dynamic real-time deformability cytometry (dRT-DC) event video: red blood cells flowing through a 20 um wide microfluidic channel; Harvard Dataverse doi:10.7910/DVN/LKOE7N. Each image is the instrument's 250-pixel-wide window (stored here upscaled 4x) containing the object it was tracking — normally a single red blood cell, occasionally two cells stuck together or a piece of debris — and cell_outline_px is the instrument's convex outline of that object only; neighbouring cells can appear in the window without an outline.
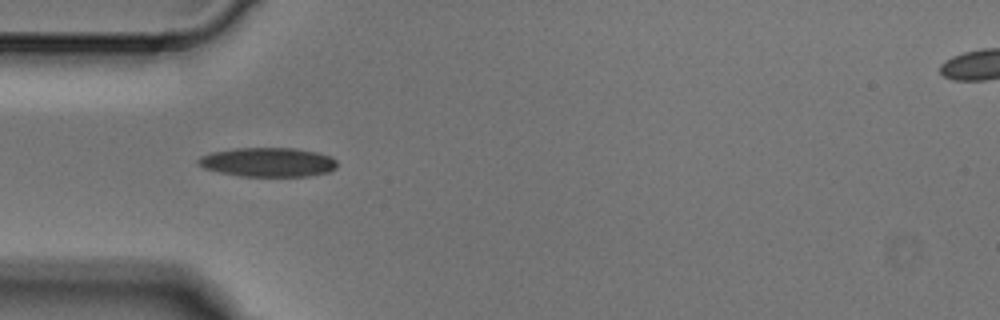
{"species": "Egyptian fruit bat (a non-hibernating species)", "species_latin": "Rousettus aegyptiacus", "temperature_condition": "cold", "stored_images_in_passage": 4, "camera_frame_rate_fps": 3000, "um_per_image_px": 0.085, "animal": {"sex": "male"}, "frame": {"image": 1, "passage_image": 1, "time_ms": 0.0, "image_size_px": [1000, 320], "cell_outline_px": [[336, 168], [328, 172], [308, 176], [240, 176], [220, 172], [204, 168], [196, 164], [196, 160], [200, 156], [212, 152], [236, 148], [296, 148], [316, 152], [332, 156], [336, 160]], "centroid_in_image_um": [22.76, 13.78], "position_along_channel_um": 62.2, "area_um2": 23.7}}
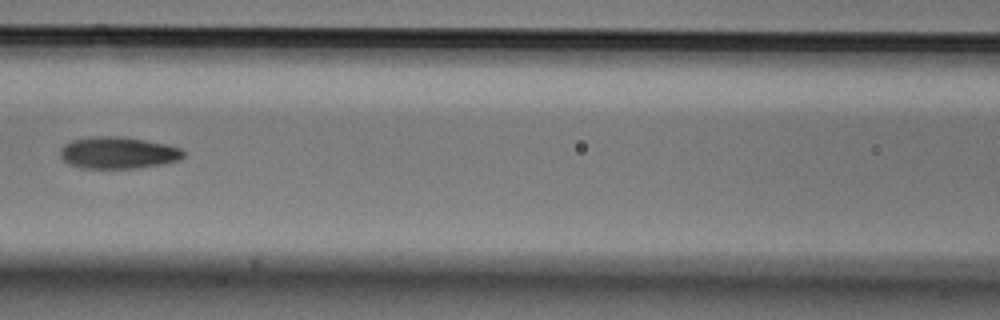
{"frame": {"image": 2, "passage_image": 3, "time_ms": 0.667, "image_size_px": [1000, 320], "cell_outline_px": [[184, 156], [180, 160], [164, 164], [136, 168], [80, 168], [68, 164], [60, 156], [60, 148], [64, 144], [72, 140], [96, 136], [116, 136], [144, 140], [164, 144], [180, 148], [184, 152]], "centroid_in_image_um": [10.01, 12.99], "position_along_channel_um": 156.6, "area_um2": 22.83}}
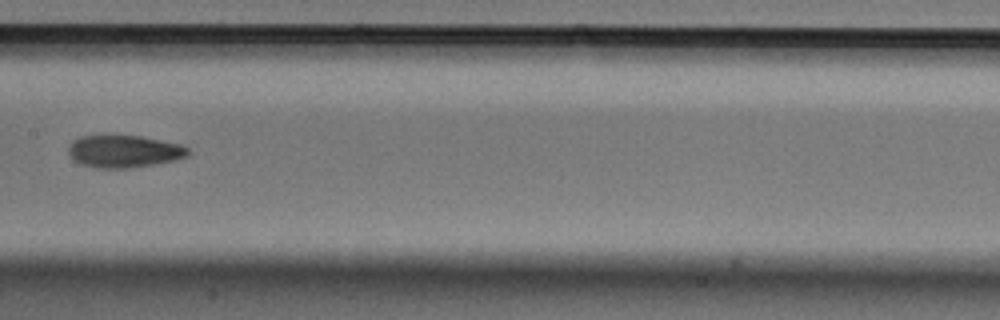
{"frame": {"image": 3, "passage_image": 4, "time_ms": 1.0, "image_size_px": [1000, 320], "cell_outline_px": [[188, 156], [176, 160], [156, 164], [132, 168], [96, 168], [80, 164], [68, 152], [68, 148], [72, 140], [80, 136], [140, 136], [180, 144], [188, 148]], "centroid_in_image_um": [10.55, 12.87], "position_along_channel_um": 196.9, "area_um2": 22.48}}